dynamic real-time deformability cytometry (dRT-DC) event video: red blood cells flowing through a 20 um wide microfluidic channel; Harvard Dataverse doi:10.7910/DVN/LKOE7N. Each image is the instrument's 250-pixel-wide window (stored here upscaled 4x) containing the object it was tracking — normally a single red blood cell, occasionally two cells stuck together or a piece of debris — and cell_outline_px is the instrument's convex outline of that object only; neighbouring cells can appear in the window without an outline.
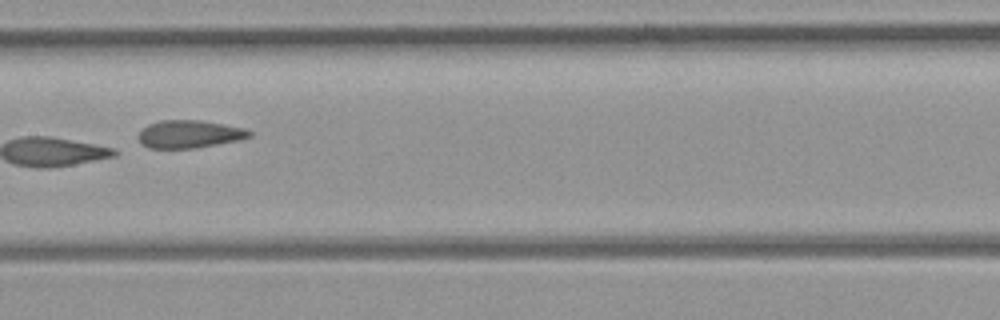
{"species": "common noctule bat (a hibernating species)", "species_latin": "Nyctalus noctula", "temperature_condition": "room temperature", "stored_images_in_passage": 6, "camera_frame_rate_fps": 3000, "um_per_image_px": 0.085, "animal": {"sex": "female", "body_mass_g": 21.9}, "frame": {"image": 1, "passage_image": 6, "time_ms": 5.667, "image_size_px": [1000, 320], "cell_outline_px": [[252, 136], [240, 140], [196, 148], [148, 148], [140, 144], [136, 136], [148, 124], [160, 120], [200, 120], [248, 128], [252, 132]], "centroid_in_image_um": [16.11, 11.4], "position_along_channel_um": 191.3, "area_um2": 18.26}}